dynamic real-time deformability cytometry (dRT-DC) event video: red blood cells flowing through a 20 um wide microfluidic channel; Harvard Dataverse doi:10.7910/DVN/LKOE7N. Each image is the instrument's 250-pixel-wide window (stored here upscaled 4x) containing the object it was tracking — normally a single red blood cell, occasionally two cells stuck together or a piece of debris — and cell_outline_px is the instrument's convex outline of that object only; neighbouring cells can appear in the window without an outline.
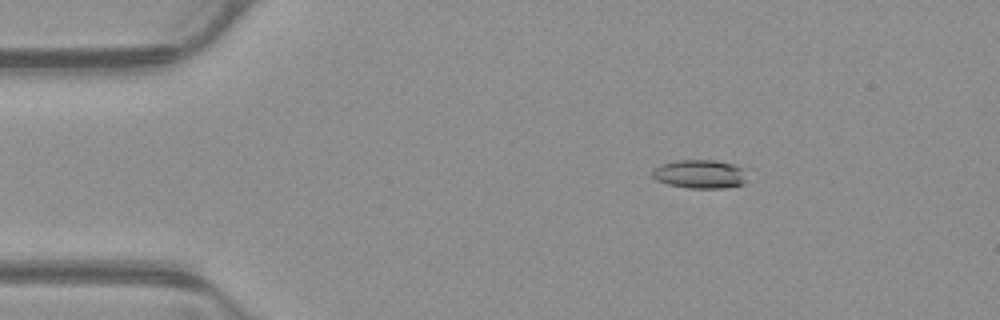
{"species": "common noctule bat (a hibernating species)", "species_latin": "Nyctalus noctula", "temperature_condition": "warm", "stored_images_in_passage": 45, "camera_frame_rate_fps": 3000, "um_per_image_px": 0.085, "animal": {"sex": "male", "body_mass_g": 23.1, "forearm_length_mm": 52.7}, "frame": {"image": 1, "passage_image": 1, "time_ms": 0.0, "image_size_px": [1000, 320], "cell_outline_px": [[744, 184], [724, 188], [688, 188], [668, 184], [656, 180], [652, 176], [652, 172], [656, 168], [664, 164], [680, 160], [716, 160], [732, 164], [744, 168]], "centroid_in_image_um": [59.51, 14.8], "position_along_channel_um": 25.5, "area_um2": 15.61}}
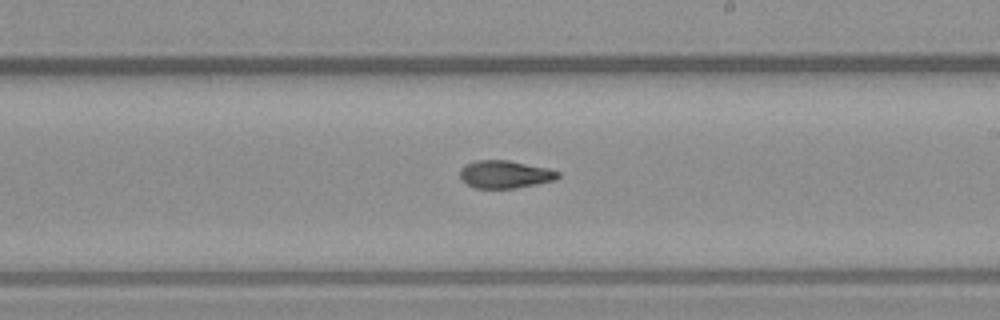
{"frame": {"image": 2, "passage_image": 23, "time_ms": 7.333, "image_size_px": [1000, 320], "cell_outline_px": [[560, 176], [556, 180], [516, 188], [476, 188], [468, 184], [460, 176], [460, 168], [464, 164], [476, 160], [508, 160], [548, 168], [560, 172]], "centroid_in_image_um": [42.94, 14.81], "position_along_channel_um": 246.1, "area_um2": 15.84}}
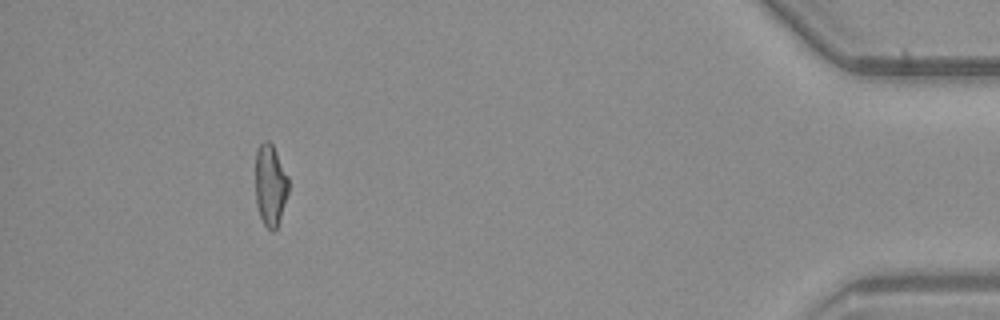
{"frame": {"image": 3, "passage_image": 41, "time_ms": 13.333, "image_size_px": [1000, 320], "cell_outline_px": [[288, 192], [276, 228], [272, 232], [264, 224], [260, 216], [256, 204], [256, 148], [264, 140], [268, 140], [272, 144], [288, 176]], "centroid_in_image_um": [22.96, 15.7], "position_along_channel_um": 412.2, "area_um2": 15.49}, "authors_computed_cell_mechanics": {"area_um2": 16.2996, "velocity_mm_per_s": 3.8952, "shape_relaxation_time_tau1_ms": null, "shape_relaxation_time_tau2_ms": 3.5794, "deformation_change_tau1": null, "deformation_change_tau2": 0.077}}